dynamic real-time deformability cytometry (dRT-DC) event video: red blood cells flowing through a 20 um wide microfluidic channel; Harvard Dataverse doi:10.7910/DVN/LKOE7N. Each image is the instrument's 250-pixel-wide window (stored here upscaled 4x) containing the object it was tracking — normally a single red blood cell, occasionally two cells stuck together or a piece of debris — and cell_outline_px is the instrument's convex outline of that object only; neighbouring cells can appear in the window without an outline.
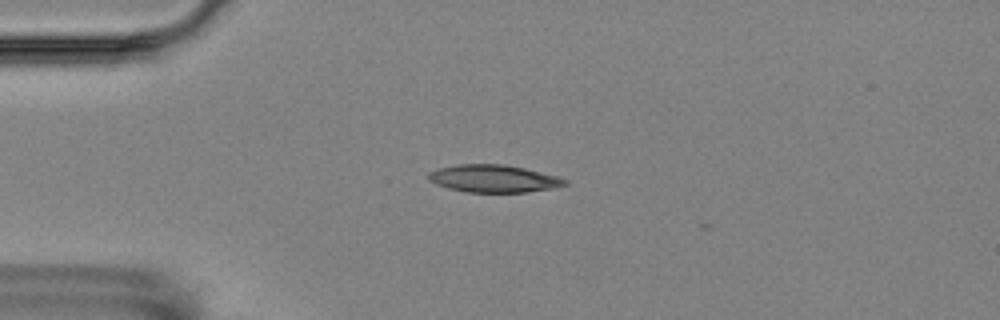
{"species": "Egyptian fruit bat (a non-hibernating species)", "species_latin": "Rousettus aegyptiacus", "temperature_condition": "room temperature", "stored_images_in_passage": 14, "camera_frame_rate_fps": 3000, "um_per_image_px": 0.085, "animal": {"sex": "female"}, "frame": {"image": 1, "passage_image": 2, "time_ms": 1.667, "image_size_px": [1000, 320], "cell_outline_px": [[568, 184], [552, 188], [528, 192], [464, 192], [448, 188], [436, 184], [428, 180], [428, 172], [440, 168], [456, 164], [504, 164], [524, 168], [556, 176], [568, 180]], "centroid_in_image_um": [41.93, 15.18], "position_along_channel_um": 43.1, "area_um2": 21.85}}
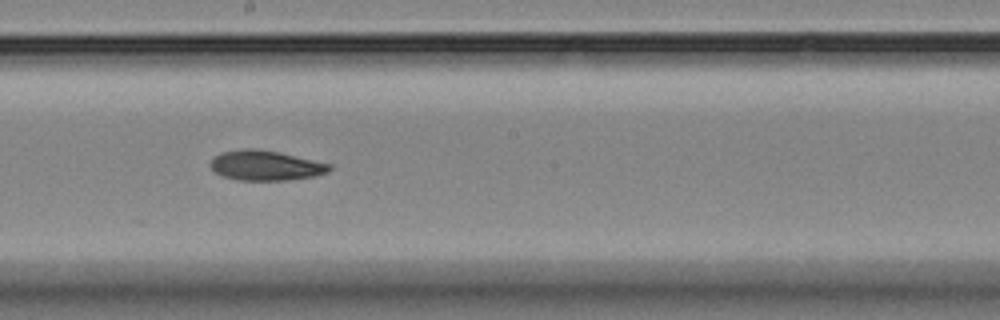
{"frame": {"image": 2, "passage_image": 7, "time_ms": 7.333, "image_size_px": [1000, 320], "cell_outline_px": [[332, 168], [328, 172], [316, 176], [288, 180], [236, 180], [224, 176], [216, 172], [208, 164], [212, 156], [220, 152], [244, 148], [256, 148], [280, 152], [332, 164]], "centroid_in_image_um": [22.57, 14.05], "position_along_channel_um": 225.6, "area_um2": 21.1}}
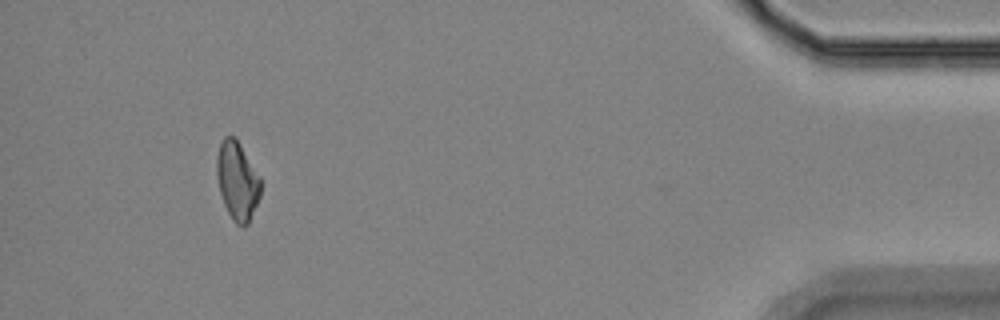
{"frame": {"image": 3, "passage_image": 13, "time_ms": 14.333, "image_size_px": [1000, 320], "cell_outline_px": [[260, 196], [248, 224], [236, 224], [232, 220], [224, 204], [220, 192], [216, 176], [216, 156], [220, 144], [224, 136], [232, 136], [240, 144], [260, 176]], "centroid_in_image_um": [20.15, 15.36], "position_along_channel_um": 415.0, "area_um2": 19.88}, "authors_computed_cell_mechanics": {"area_um2": 20.9525, "velocity_mm_per_s": 3.602, "shape_relaxation_time_tau1_ms": 6.2662, "shape_relaxation_time_tau2_ms": null, "deformation_change_tau1": 0.1195, "deformation_change_tau2": null}}